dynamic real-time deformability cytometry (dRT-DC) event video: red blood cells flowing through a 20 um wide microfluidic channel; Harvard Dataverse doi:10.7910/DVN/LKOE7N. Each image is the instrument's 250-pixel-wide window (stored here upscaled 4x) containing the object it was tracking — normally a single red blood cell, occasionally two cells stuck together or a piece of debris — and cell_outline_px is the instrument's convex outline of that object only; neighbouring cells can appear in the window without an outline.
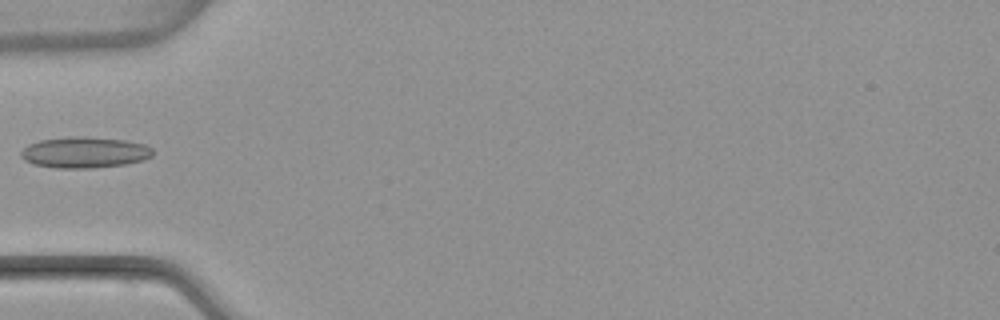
{"species": "common noctule bat (a hibernating species)", "species_latin": "Nyctalus noctula", "temperature_condition": "warm", "stored_images_in_passage": 5, "camera_frame_rate_fps": 3000, "um_per_image_px": 0.085, "animal": {"sex": "female", "body_mass_g": 22.7, "forearm_length_mm": 54.2}, "frame": {"image": 1, "passage_image": 5, "time_ms": 5.667, "image_size_px": [1000, 320], "cell_outline_px": [[152, 156], [144, 160], [124, 164], [92, 168], [56, 168], [32, 164], [24, 160], [20, 156], [20, 152], [28, 144], [40, 140], [68, 136], [88, 136], [124, 140], [144, 144], [152, 148]], "centroid_in_image_um": [7.16, 12.95], "position_along_channel_um": 77.8, "area_um2": 24.04}}